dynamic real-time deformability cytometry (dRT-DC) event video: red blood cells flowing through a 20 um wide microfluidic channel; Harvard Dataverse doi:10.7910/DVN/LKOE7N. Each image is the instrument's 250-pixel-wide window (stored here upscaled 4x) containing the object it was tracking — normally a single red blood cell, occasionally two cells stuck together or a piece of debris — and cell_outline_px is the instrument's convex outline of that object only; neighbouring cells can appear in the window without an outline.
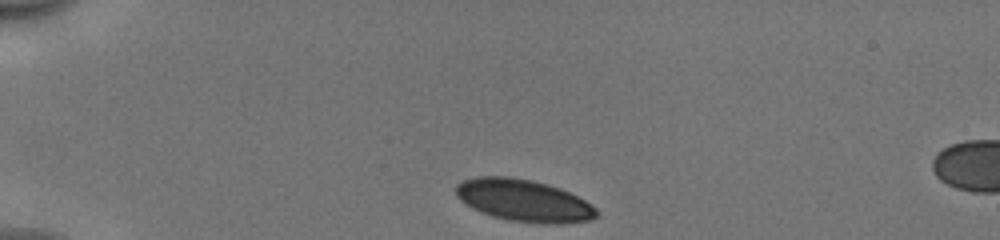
{"species": "human", "species_latin": "Homo sapiens", "temperature_condition": "cold", "stored_images_in_passage": 16, "camera_frame_rate_fps": 3000, "um_per_image_px": 0.085, "donor": {"sex": "male"}, "frame": {"image": 1, "passage_image": 1, "time_ms": 0.0, "image_size_px": [1000, 240], "cell_outline_px": [[600, 212], [592, 220], [560, 224], [540, 224], [508, 220], [492, 216], [472, 208], [460, 200], [456, 196], [456, 184], [464, 180], [476, 176], [508, 176], [532, 180], [548, 184], [560, 188], [592, 204]], "centroid_in_image_um": [44.53, 17.05], "position_along_channel_um": 40.5, "area_um2": 34.74}}
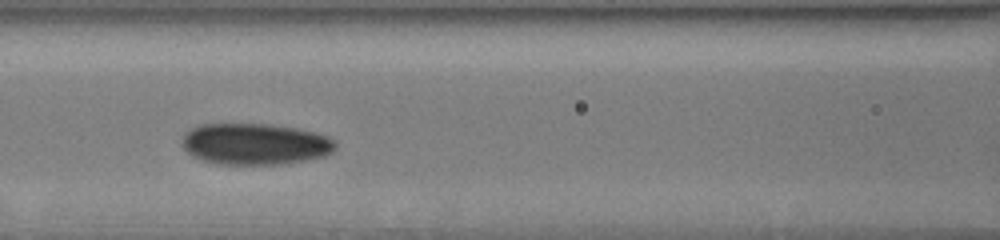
{"frame": {"image": 2, "passage_image": 13, "time_ms": 4.0, "image_size_px": [1000, 240], "cell_outline_px": [[336, 148], [332, 152], [324, 156], [308, 160], [284, 164], [212, 164], [192, 156], [184, 148], [184, 136], [192, 128], [200, 124], [272, 124], [296, 128], [328, 136], [336, 140]], "centroid_in_image_um": [21.72, 12.25], "position_along_channel_um": 144.9, "area_um2": 37.05}}
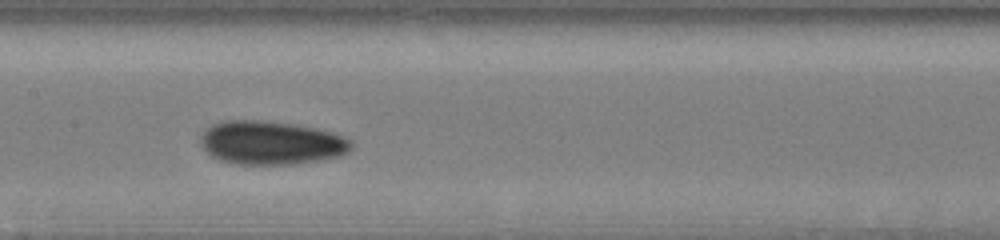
{"frame": {"image": 3, "passage_image": 16, "time_ms": 5.0, "image_size_px": [1000, 240], "cell_outline_px": [[352, 148], [348, 152], [340, 156], [320, 160], [292, 164], [236, 164], [220, 160], [212, 156], [200, 144], [200, 136], [212, 124], [224, 120], [260, 120], [296, 124], [316, 128], [332, 132], [344, 136], [352, 140]], "centroid_in_image_um": [23.07, 12.13], "position_along_channel_um": 184.3, "area_um2": 38.44}}